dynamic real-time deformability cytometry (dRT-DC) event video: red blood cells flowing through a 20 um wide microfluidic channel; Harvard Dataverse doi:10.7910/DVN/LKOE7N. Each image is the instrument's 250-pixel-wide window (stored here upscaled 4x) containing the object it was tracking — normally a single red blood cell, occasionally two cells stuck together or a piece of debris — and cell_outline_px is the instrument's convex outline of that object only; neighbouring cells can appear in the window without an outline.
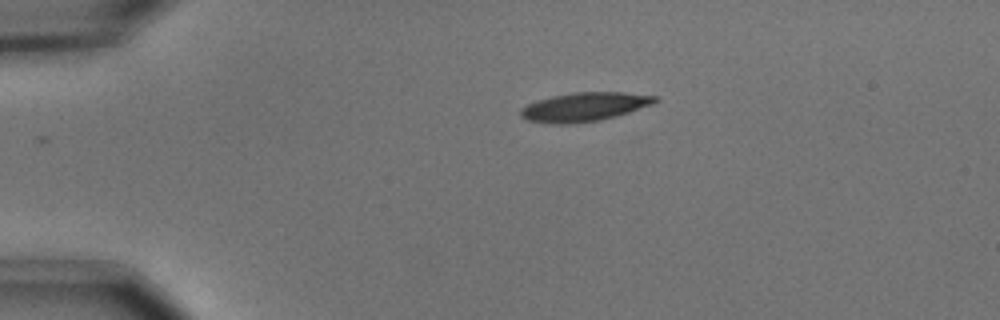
{"species": "common noctule bat (a hibernating species)", "species_latin": "Nyctalus noctula", "temperature_condition": "cold", "stored_images_in_passage": 44, "camera_frame_rate_fps": 3000, "um_per_image_px": 0.085, "animal": {"sex": "male", "body_mass_g": 15.6}, "frame": {"image": 1, "passage_image": 1, "time_ms": 0.0, "image_size_px": [1000, 320], "cell_outline_px": [[660, 100], [652, 104], [616, 116], [600, 120], [568, 124], [552, 124], [528, 120], [520, 116], [520, 108], [536, 100], [552, 96], [572, 92], [624, 92], [656, 96]], "centroid_in_image_um": [49.65, 9.08], "position_along_channel_um": 35.4, "area_um2": 22.6}}
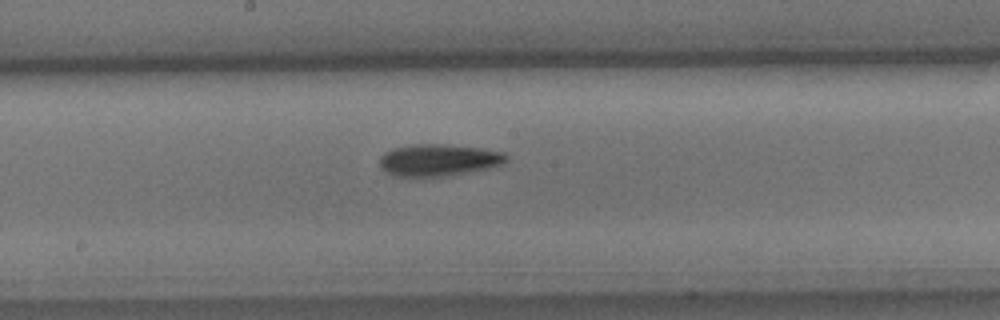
{"frame": {"image": 2, "passage_image": 19, "time_ms": 6.0, "image_size_px": [1000, 320], "cell_outline_px": [[508, 160], [504, 164], [448, 176], [420, 180], [392, 176], [384, 172], [380, 168], [380, 156], [384, 152], [392, 148], [416, 144], [444, 144], [480, 148], [504, 152], [508, 156]], "centroid_in_image_um": [37.2, 13.65], "position_along_channel_um": 211.0, "area_um2": 24.45}}
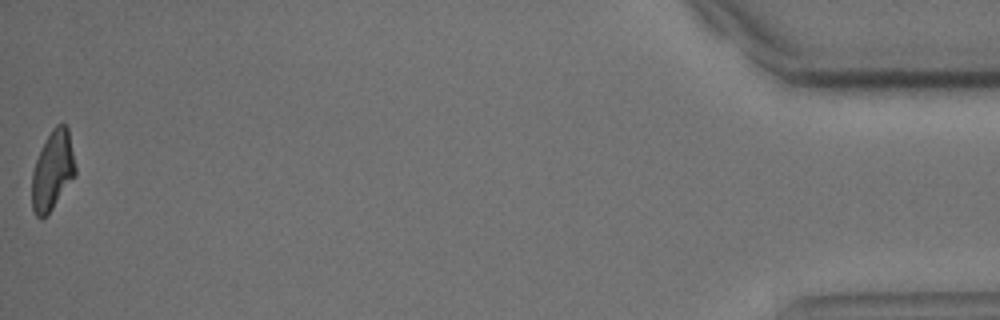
{"frame": {"image": 3, "passage_image": 44, "time_ms": 14.333, "image_size_px": [1000, 320], "cell_outline_px": [[76, 176], [52, 208], [40, 220], [36, 216], [32, 208], [32, 172], [36, 160], [52, 128], [56, 124], [64, 124], [68, 128], [76, 168]], "centroid_in_image_um": [4.48, 14.51], "position_along_channel_um": 430.7, "area_um2": 19.83}, "authors_computed_cell_mechanics": {"area_um2": 22.3975, "velocity_mm_per_s": 3.6943, "shape_relaxation_time_tau1_ms": 3.142, "shape_relaxation_time_tau2_ms": null, "deformation_change_tau1": 0.1451, "deformation_change_tau2": null}}